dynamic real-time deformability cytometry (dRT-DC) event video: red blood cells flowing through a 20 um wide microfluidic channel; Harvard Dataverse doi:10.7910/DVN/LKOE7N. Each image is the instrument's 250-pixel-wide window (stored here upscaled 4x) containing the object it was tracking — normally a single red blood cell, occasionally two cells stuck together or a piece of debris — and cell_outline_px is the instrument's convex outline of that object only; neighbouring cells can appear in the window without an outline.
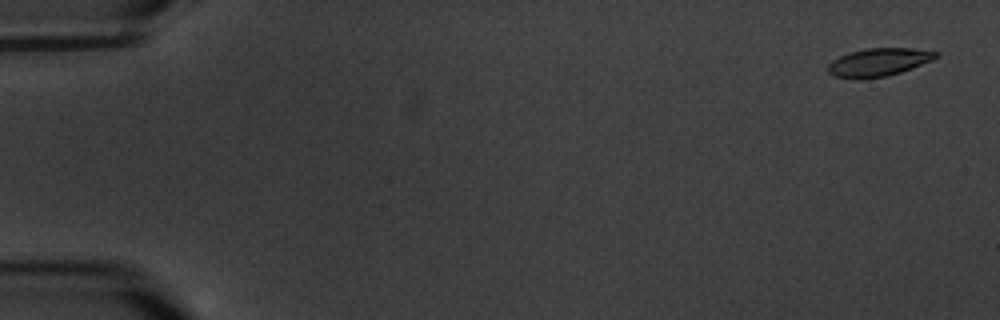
{"species": "common noctule bat (a hibernating species)", "species_latin": "Nyctalus noctula", "temperature_condition": "warm", "stored_images_in_passage": 6, "camera_frame_rate_fps": 3000, "um_per_image_px": 0.085, "animal": {"sex": "male", "body_mass_g": 20.1, "forearm_length_mm": 53.5}, "frame": {"image": 1, "passage_image": 1, "time_ms": 0.0, "image_size_px": [1000, 320], "cell_outline_px": [[940, 56], [932, 60], [912, 68], [888, 76], [856, 80], [832, 76], [828, 72], [828, 64], [832, 60], [840, 56], [852, 52], [868, 48], [912, 48], [940, 52]], "centroid_in_image_um": [74.68, 5.3], "position_along_channel_um": 10.3, "area_um2": 17.8}}
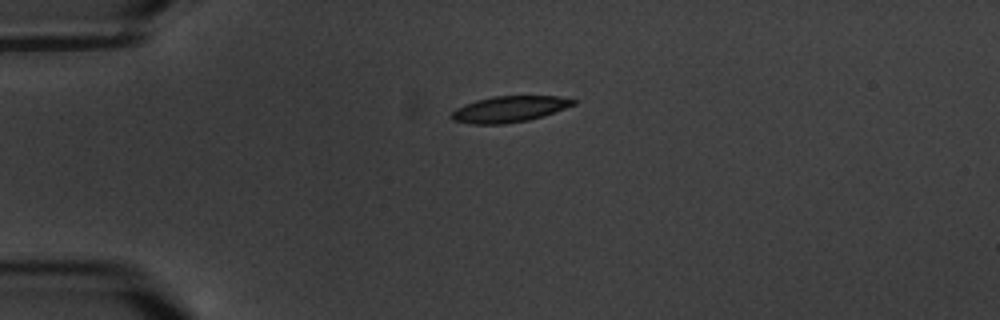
{"frame": {"image": 2, "passage_image": 4, "time_ms": 4.333, "image_size_px": [1000, 320], "cell_outline_px": [[576, 104], [528, 120], [504, 124], [472, 124], [452, 120], [448, 116], [456, 108], [464, 104], [476, 100], [496, 96], [556, 96], [576, 100]], "centroid_in_image_um": [43.22, 9.28], "position_along_channel_um": 41.8, "area_um2": 18.32}}